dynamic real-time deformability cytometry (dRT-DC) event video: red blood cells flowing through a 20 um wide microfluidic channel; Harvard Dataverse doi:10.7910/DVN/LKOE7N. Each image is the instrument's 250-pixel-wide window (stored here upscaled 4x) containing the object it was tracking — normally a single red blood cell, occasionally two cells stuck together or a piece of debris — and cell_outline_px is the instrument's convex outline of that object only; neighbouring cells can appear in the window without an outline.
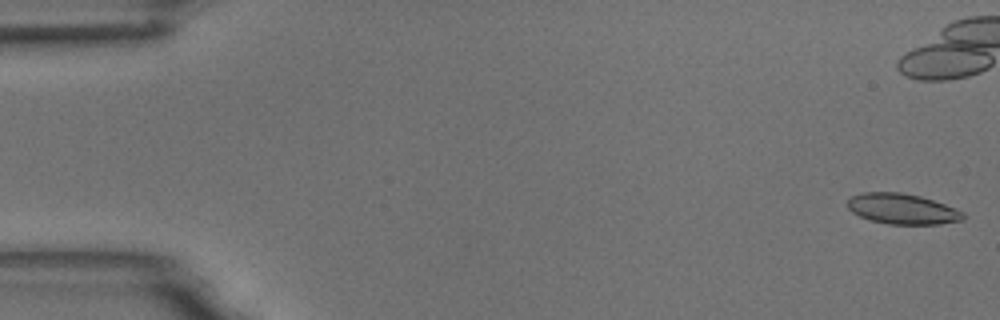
{"species": "common noctule bat (a hibernating species)", "species_latin": "Nyctalus noctula", "temperature_condition": "room temperature", "stored_images_in_passage": 20, "camera_frame_rate_fps": 3000, "um_per_image_px": 0.085, "animal": {"sex": "male", "body_mass_g": 18.8}, "frame": {"image": 1, "passage_image": 1, "time_ms": 0.0, "image_size_px": [1000, 320], "cell_outline_px": [[964, 220], [940, 224], [888, 224], [868, 220], [852, 212], [848, 208], [848, 196], [864, 192], [900, 192], [920, 196], [944, 204], [964, 212]], "centroid_in_image_um": [76.67, 17.75], "position_along_channel_um": 8.3, "area_um2": 20.63}}